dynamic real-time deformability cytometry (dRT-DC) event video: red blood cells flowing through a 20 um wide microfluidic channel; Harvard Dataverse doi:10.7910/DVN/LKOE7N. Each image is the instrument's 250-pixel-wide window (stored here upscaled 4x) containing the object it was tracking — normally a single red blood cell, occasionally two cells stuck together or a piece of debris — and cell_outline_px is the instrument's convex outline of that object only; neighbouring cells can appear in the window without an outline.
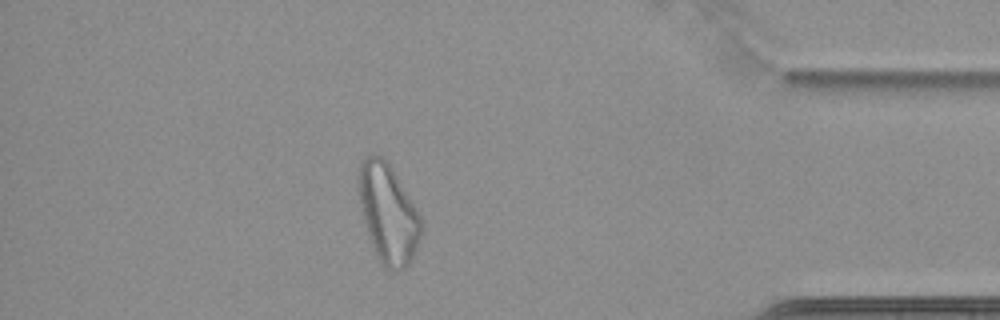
{"species": "common noctule bat (a hibernating species)", "species_latin": "Nyctalus noctula", "temperature_condition": "cold", "stored_images_in_passage": 59, "camera_frame_rate_fps": 3000, "um_per_image_px": 0.085, "animal": {"sex": "female", "body_mass_g": 22.7, "forearm_length_mm": 54.2}, "frame": {"image": 1, "passage_image": 51, "time_ms": 16.667, "image_size_px": [1000, 320], "cell_outline_px": [[420, 236], [416, 248], [408, 264], [404, 268], [392, 272], [384, 268], [376, 256], [368, 236], [360, 208], [356, 176], [356, 172], [360, 160], [364, 156], [380, 156], [392, 168], [416, 208], [420, 216]], "centroid_in_image_um": [32.92, 18.14], "position_along_channel_um": 402.3, "area_um2": 36.07}}